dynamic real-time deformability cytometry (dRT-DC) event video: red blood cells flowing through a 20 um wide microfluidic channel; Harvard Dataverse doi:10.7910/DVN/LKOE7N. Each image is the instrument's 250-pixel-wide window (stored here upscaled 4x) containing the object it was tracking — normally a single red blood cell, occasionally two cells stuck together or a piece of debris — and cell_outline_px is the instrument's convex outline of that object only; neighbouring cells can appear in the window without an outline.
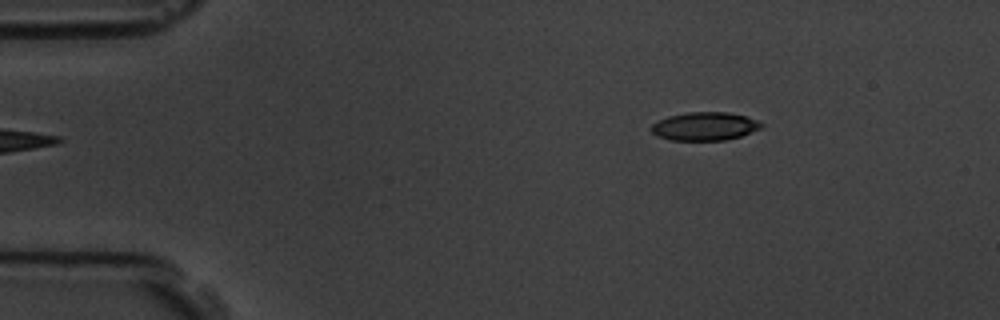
{"species": "common noctule bat (a hibernating species)", "species_latin": "Nyctalus noctula", "temperature_condition": "room temperature", "stored_images_in_passage": 49, "camera_frame_rate_fps": 3000, "um_per_image_px": 0.085, "animal": {"sex": "male", "body_mass_g": 19.5, "forearm_length_mm": 54.6}, "frame": {"image": 1, "passage_image": 1, "time_ms": 0.0, "image_size_px": [1000, 320], "cell_outline_px": [[764, 124], [760, 128], [740, 136], [724, 140], [672, 140], [656, 136], [652, 132], [652, 124], [668, 116], [688, 112], [728, 112], [744, 116], [756, 120]], "centroid_in_image_um": [59.88, 10.73], "position_along_channel_um": 25.1, "area_um2": 17.92}}
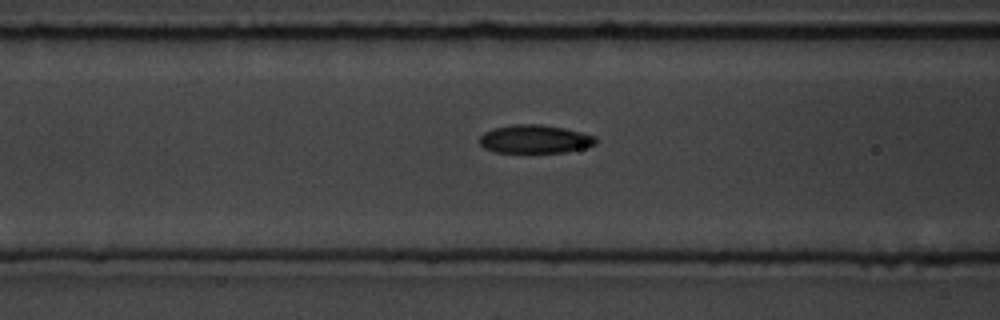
{"frame": {"image": 2, "passage_image": 15, "time_ms": 4.667, "image_size_px": [1000, 320], "cell_outline_px": [[596, 144], [564, 152], [496, 152], [484, 148], [480, 144], [480, 136], [484, 132], [496, 128], [512, 124], [540, 124], [564, 128], [596, 136]], "centroid_in_image_um": [45.44, 11.81], "position_along_channel_um": 121.2, "area_um2": 18.96}}
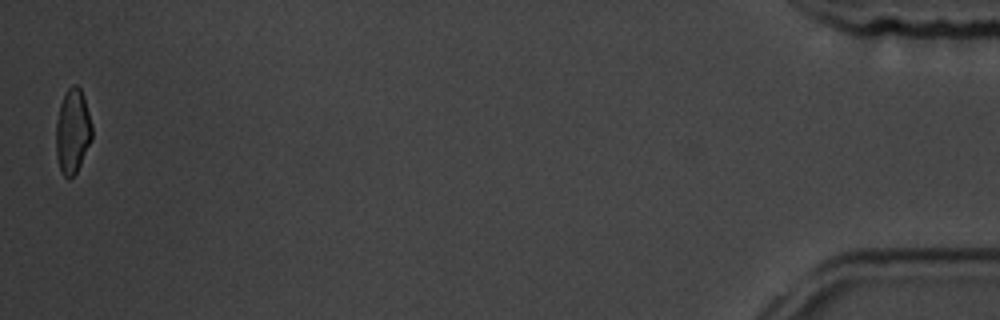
{"frame": {"image": 3, "passage_image": 49, "time_ms": 16.0, "image_size_px": [1000, 320], "cell_outline_px": [[92, 140], [76, 172], [68, 180], [64, 176], [60, 168], [56, 156], [56, 120], [60, 104], [68, 88], [72, 84], [76, 84], [80, 88], [84, 96], [92, 124]], "centroid_in_image_um": [6.17, 11.14], "position_along_channel_um": 429.0, "area_um2": 17.8}, "authors_computed_cell_mechanics": {"area_um2": 18.9006, "velocity_mm_per_s": 3.562, "shape_relaxation_time_tau1_ms": 3.1556, "shape_relaxation_time_tau2_ms": 4.3092, "deformation_change_tau1": 0.146, "deformation_change_tau2": 0.1099}}